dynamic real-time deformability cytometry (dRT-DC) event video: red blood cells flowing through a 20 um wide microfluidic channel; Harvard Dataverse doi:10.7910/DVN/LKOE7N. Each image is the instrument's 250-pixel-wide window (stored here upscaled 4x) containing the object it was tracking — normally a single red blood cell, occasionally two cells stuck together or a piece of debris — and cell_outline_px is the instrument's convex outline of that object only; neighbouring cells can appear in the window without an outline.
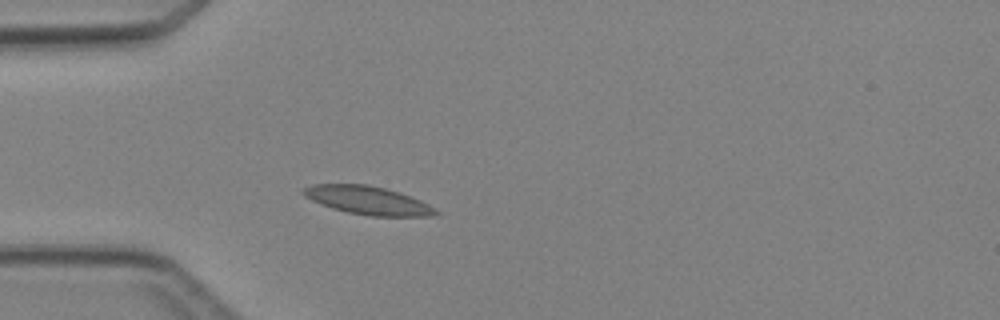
{"species": "Egyptian fruit bat (a non-hibernating species)", "species_latin": "Rousettus aegyptiacus", "temperature_condition": "cold", "stored_images_in_passage": 1, "camera_frame_rate_fps": 3000, "um_per_image_px": 0.085, "animal": {"sex": "female"}, "frame": {"image": 1, "passage_image": 1, "time_ms": 0.0, "image_size_px": [1000, 320], "cell_outline_px": [[440, 212], [436, 216], [372, 216], [348, 212], [332, 208], [320, 204], [304, 196], [300, 192], [304, 188], [312, 184], [368, 184], [400, 192], [420, 200], [428, 204]], "centroid_in_image_um": [31.26, 17.03], "position_along_channel_um": 53.7, "area_um2": 21.85}}